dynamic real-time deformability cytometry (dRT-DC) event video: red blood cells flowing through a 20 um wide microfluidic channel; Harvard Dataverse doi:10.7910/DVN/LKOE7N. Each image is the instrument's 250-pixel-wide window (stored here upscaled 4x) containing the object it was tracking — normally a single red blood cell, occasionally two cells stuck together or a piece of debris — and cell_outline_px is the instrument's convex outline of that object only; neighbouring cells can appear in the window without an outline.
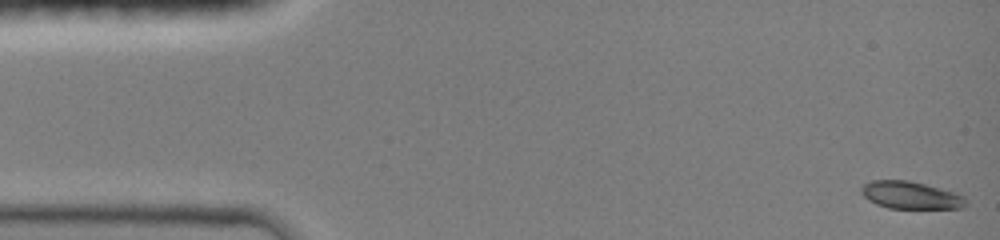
{"species": "common noctule bat (a hibernating species)", "species_latin": "Nyctalus noctula", "temperature_condition": "room temperature", "stored_images_in_passage": 23, "camera_frame_rate_fps": 3000, "um_per_image_px": 0.085, "animal": {"sex": "female", "body_mass_g": 19.0, "forearm_length_mm": 51.5}, "frame": {"image": 1, "passage_image": 1, "time_ms": 0.0, "image_size_px": [1000, 240], "cell_outline_px": [[964, 204], [960, 208], [888, 208], [876, 204], [868, 200], [860, 192], [860, 188], [864, 184], [872, 180], [908, 180], [924, 184], [952, 192], [964, 196]], "centroid_in_image_um": [77.32, 16.58], "position_along_channel_um": 7.7, "area_um2": 16.42}}
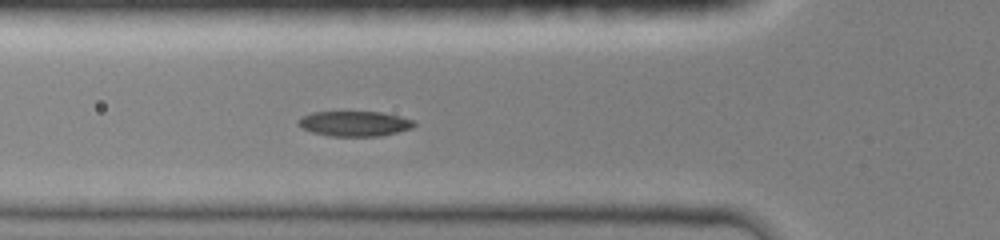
{"frame": {"image": 2, "passage_image": 17, "time_ms": 5.0, "image_size_px": [1000, 240], "cell_outline_px": [[416, 124], [412, 128], [380, 136], [328, 136], [312, 132], [296, 124], [300, 116], [312, 112], [380, 112], [400, 116], [412, 120]], "centroid_in_image_um": [30.1, 10.51], "position_along_channel_um": 95.7, "area_um2": 16.94}}
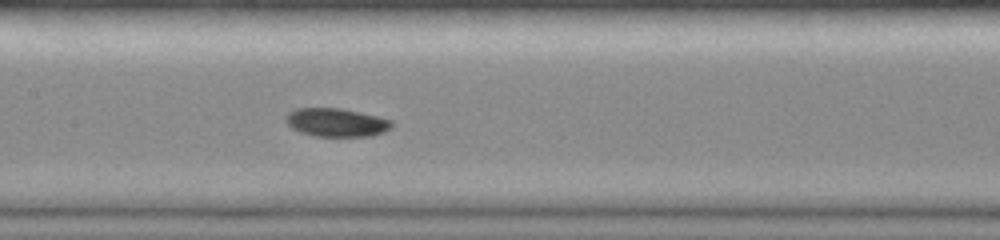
{"frame": {"image": 3, "passage_image": 23, "time_ms": 7.0, "image_size_px": [1000, 240], "cell_outline_px": [[392, 124], [384, 132], [368, 136], [312, 136], [300, 132], [292, 128], [284, 120], [288, 112], [296, 108], [340, 108], [360, 112], [392, 120]], "centroid_in_image_um": [28.54, 10.4], "position_along_channel_um": 178.9, "area_um2": 17.46}}